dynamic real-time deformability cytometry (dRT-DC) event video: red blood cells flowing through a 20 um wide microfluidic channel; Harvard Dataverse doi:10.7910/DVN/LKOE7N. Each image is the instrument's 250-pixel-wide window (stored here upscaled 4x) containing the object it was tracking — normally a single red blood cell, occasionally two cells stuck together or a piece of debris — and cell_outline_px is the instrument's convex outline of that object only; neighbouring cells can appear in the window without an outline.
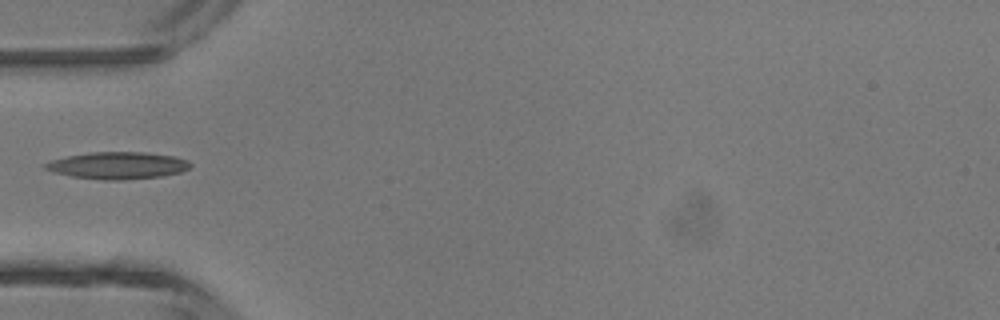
{"species": "common noctule bat (a hibernating species)", "species_latin": "Nyctalus noctula", "temperature_condition": "room temperature", "stored_images_in_passage": 12, "camera_frame_rate_fps": 3000, "um_per_image_px": 0.085, "animal": {"sex": "male", "body_mass_g": 13.3}, "frame": {"image": 1, "passage_image": 1, "time_ms": 0.0, "image_size_px": [1000, 320], "cell_outline_px": [[192, 164], [188, 168], [180, 172], [160, 176], [124, 180], [100, 180], [72, 176], [52, 172], [44, 168], [40, 164], [52, 160], [68, 156], [88, 152], [144, 152], [172, 156], [188, 160]], "centroid_in_image_um": [9.95, 14.06], "position_along_channel_um": 75.0, "area_um2": 22.89}}
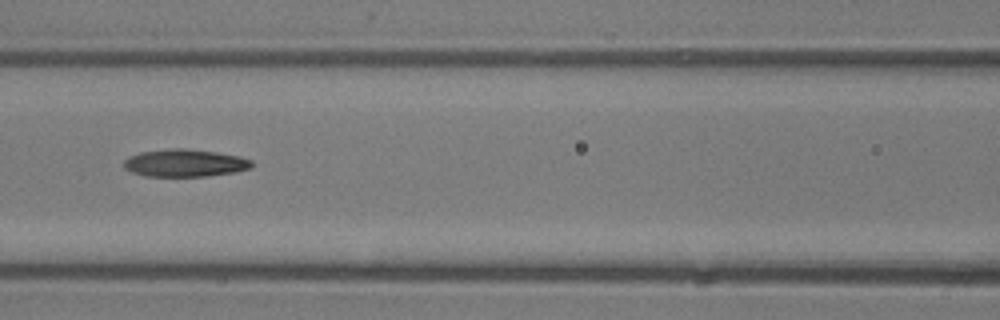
{"frame": {"image": 2, "passage_image": 6, "time_ms": 1.667, "image_size_px": [1000, 320], "cell_outline_px": [[252, 168], [236, 172], [208, 176], [144, 176], [132, 172], [124, 168], [124, 160], [128, 156], [140, 152], [172, 148], [184, 148], [216, 152], [240, 156], [252, 160]], "centroid_in_image_um": [15.72, 13.85], "position_along_channel_um": 150.9, "area_um2": 20.63}}
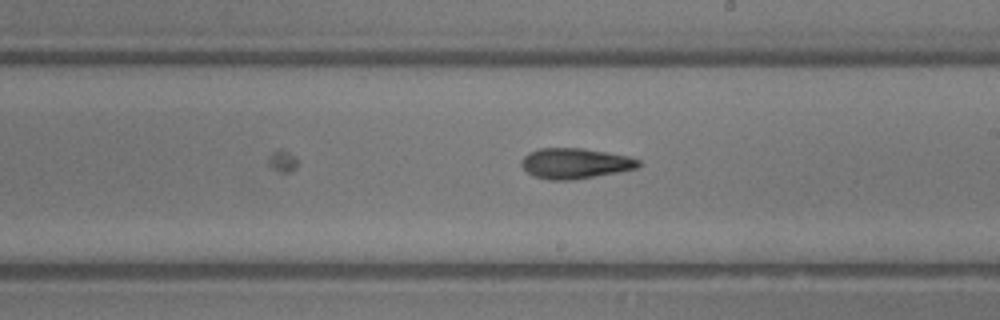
{"frame": {"image": 3, "passage_image": 12, "time_ms": 3.667, "image_size_px": [1000, 320], "cell_outline_px": [[640, 164], [636, 168], [620, 172], [572, 180], [548, 180], [536, 176], [528, 172], [520, 164], [520, 160], [528, 152], [540, 148], [584, 148], [628, 156], [640, 160]], "centroid_in_image_um": [48.87, 13.88], "position_along_channel_um": 240.1, "area_um2": 20.81}}